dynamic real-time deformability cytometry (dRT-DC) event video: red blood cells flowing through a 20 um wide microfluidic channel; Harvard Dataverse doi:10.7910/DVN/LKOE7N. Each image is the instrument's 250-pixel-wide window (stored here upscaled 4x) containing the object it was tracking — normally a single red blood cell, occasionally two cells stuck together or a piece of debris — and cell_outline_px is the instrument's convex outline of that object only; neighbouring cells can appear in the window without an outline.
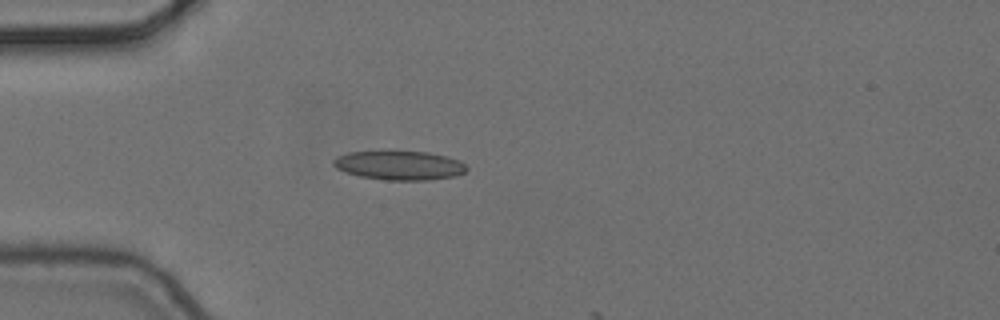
{"species": "common noctule bat (a hibernating species)", "species_latin": "Nyctalus noctula", "temperature_condition": "cold", "stored_images_in_passage": 2, "camera_frame_rate_fps": 3000, "um_per_image_px": 0.085, "animal": {"sex": "female", "body_mass_g": 24.6, "forearm_length_mm": 56.2}, "frame": {"image": 1, "passage_image": 1, "time_ms": 0.0, "image_size_px": [1000, 320], "cell_outline_px": [[468, 168], [464, 172], [456, 176], [428, 180], [384, 180], [360, 176], [336, 168], [332, 164], [332, 160], [336, 156], [348, 152], [388, 148], [428, 152], [460, 160]], "centroid_in_image_um": [33.9, 14.0], "position_along_channel_um": 51.1, "area_um2": 23.52}}